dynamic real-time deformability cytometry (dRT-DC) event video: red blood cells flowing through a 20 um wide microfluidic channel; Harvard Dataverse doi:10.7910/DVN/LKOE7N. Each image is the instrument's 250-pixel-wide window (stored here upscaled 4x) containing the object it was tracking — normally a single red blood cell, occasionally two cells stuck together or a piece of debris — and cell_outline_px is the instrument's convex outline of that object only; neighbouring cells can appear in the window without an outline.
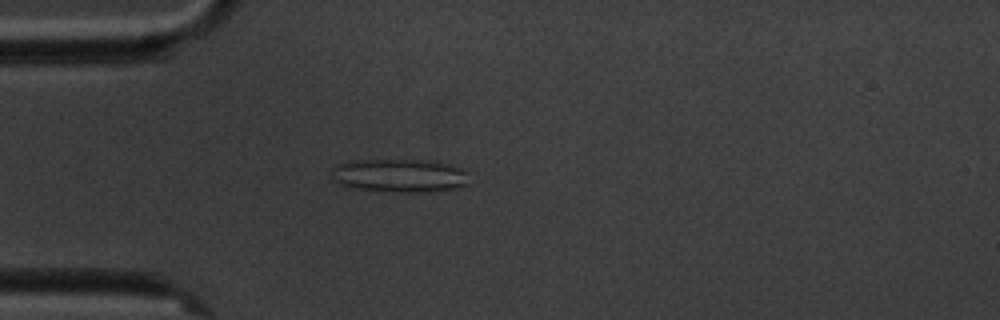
{"species": "common noctule bat (a hibernating species)", "species_latin": "Nyctalus noctula", "temperature_condition": "cold", "stored_images_in_passage": 6, "camera_frame_rate_fps": 3000, "um_per_image_px": 0.085, "animal": {"sex": "male", "body_mass_g": 20.1, "forearm_length_mm": 53.5}, "frame": {"image": 1, "passage_image": 5, "time_ms": 4.667, "image_size_px": [1000, 320], "cell_outline_px": [[468, 184], [456, 188], [428, 192], [392, 192], [348, 188], [340, 184], [332, 176], [332, 168], [336, 164], [352, 160], [436, 160], [448, 164], [468, 172]], "centroid_in_image_um": [33.95, 14.92], "position_along_channel_um": 51.0, "area_um2": 27.11}}